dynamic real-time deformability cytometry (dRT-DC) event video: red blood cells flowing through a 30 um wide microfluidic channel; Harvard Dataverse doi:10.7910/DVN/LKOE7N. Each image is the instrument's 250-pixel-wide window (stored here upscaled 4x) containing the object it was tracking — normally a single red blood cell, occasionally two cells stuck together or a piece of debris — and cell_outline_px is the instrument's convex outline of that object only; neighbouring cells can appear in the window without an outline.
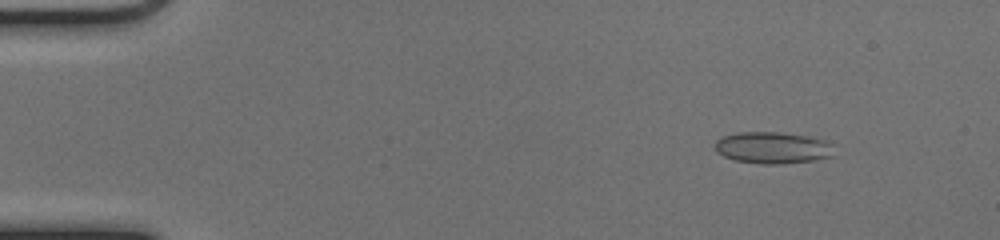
{"species": "common noctule bat (a hibernating species)", "species_latin": "Nyctalus noctula", "temperature_condition": "cold", "stored_images_in_passage": 53, "camera_frame_rate_fps": 3000, "um_per_image_px": 0.085, "animal": {"sex": "female", "body_mass_g": 17.0, "forearm_length_mm": 48.0}, "frame": {"image": 1, "passage_image": 7, "time_ms": 2.0, "image_size_px": [1000, 240], "cell_outline_px": [[832, 156], [812, 160], [780, 164], [760, 164], [736, 160], [724, 156], [716, 152], [716, 140], [720, 136], [736, 132], [780, 132], [808, 136], [828, 140], [832, 144]], "centroid_in_image_um": [65.66, 12.54], "position_along_channel_um": 19.3, "area_um2": 22.08}}
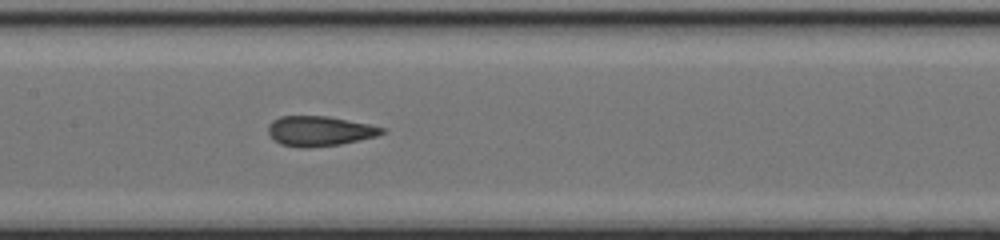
{"frame": {"image": 2, "passage_image": 27, "time_ms": 8.667, "image_size_px": [1000, 240], "cell_outline_px": [[388, 132], [376, 136], [360, 140], [340, 144], [304, 148], [280, 144], [268, 132], [268, 124], [272, 120], [280, 116], [328, 116], [368, 124], [384, 128]], "centroid_in_image_um": [27.17, 11.13], "position_along_channel_um": 180.2, "area_um2": 19.77}}
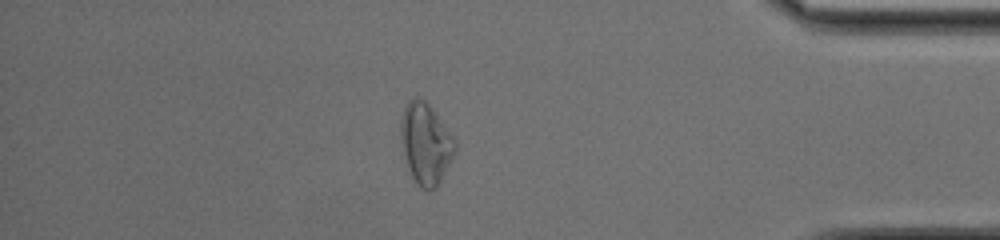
{"frame": {"image": 3, "passage_image": 46, "time_ms": 15.0, "image_size_px": [1000, 240], "cell_outline_px": [[456, 148], [436, 188], [428, 192], [420, 188], [416, 184], [412, 176], [404, 152], [400, 136], [400, 120], [404, 108], [408, 100], [412, 96], [416, 96], [424, 100], [428, 104], [456, 140]], "centroid_in_image_um": [36.16, 12.19], "position_along_channel_um": 399.0, "area_um2": 25.26}, "authors_computed_cell_mechanics": {"area_um2": 20.8658, "velocity_mm_per_s": 3.9863, "shape_relaxation_time_tau1_ms": null, "shape_relaxation_time_tau2_ms": 1.2956, "deformation_change_tau1": null, "deformation_change_tau2": 0.0446}}